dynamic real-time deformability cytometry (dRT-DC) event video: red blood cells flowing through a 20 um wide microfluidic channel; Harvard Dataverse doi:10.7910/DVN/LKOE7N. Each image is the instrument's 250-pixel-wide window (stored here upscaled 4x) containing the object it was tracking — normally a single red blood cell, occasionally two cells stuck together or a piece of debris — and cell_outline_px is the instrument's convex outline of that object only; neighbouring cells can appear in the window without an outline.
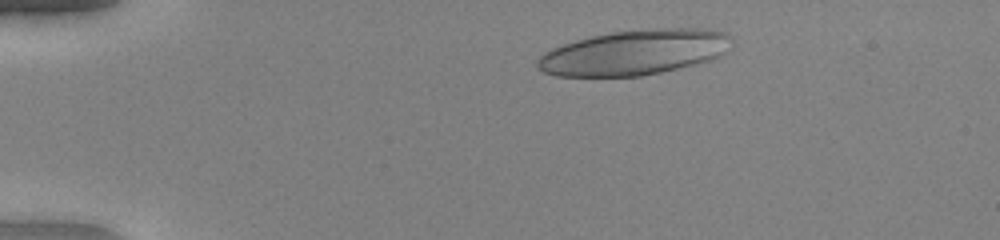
{"species": "human", "species_latin": "Homo sapiens", "temperature_condition": "warm", "stored_images_in_passage": 47, "camera_frame_rate_fps": 3000, "um_per_image_px": 0.085, "donor": {"sex": "female"}, "frame": {"image": 1, "passage_image": 5, "time_ms": 1.333, "image_size_px": [1000, 240], "cell_outline_px": [[732, 40], [724, 52], [720, 56], [712, 60], [696, 64], [660, 72], [640, 76], [556, 76], [544, 72], [536, 64], [536, 60], [544, 52], [552, 48], [576, 40], [592, 36], [612, 32], [656, 28], [708, 28], [728, 32], [732, 36]], "centroid_in_image_um": [53.97, 4.44], "position_along_channel_um": 31.0, "area_um2": 51.15}}
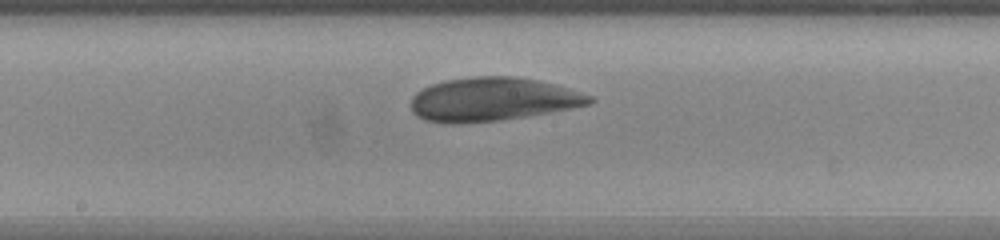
{"frame": {"image": 2, "passage_image": 24, "time_ms": 7.667, "image_size_px": [1000, 240], "cell_outline_px": [[596, 100], [588, 104], [572, 108], [528, 116], [500, 120], [460, 124], [444, 124], [424, 120], [416, 116], [412, 112], [412, 96], [416, 92], [432, 84], [444, 80], [476, 76], [512, 76], [536, 80], [568, 88], [592, 96]], "centroid_in_image_um": [41.83, 8.46], "position_along_channel_um": 206.4, "area_um2": 45.43}}
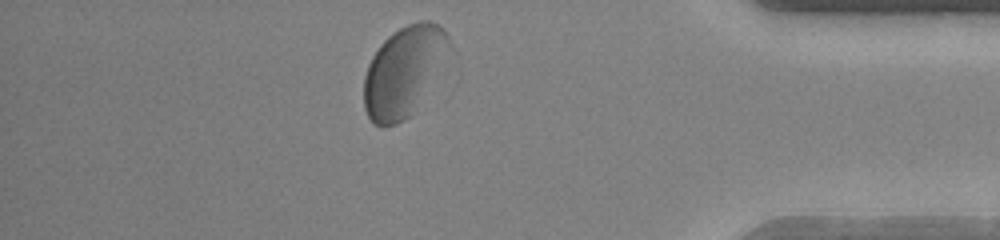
{"frame": {"image": 3, "passage_image": 41, "time_ms": 13.333, "image_size_px": [1000, 240], "cell_outline_px": [[448, 40], [412, 112], [404, 120], [396, 124], [384, 128], [380, 128], [368, 116], [364, 108], [364, 76], [368, 64], [372, 56], [380, 44], [392, 32], [408, 24], [420, 20], [428, 20], [444, 28], [448, 36]], "centroid_in_image_um": [34.14, 6.05], "position_along_channel_um": 401.1, "area_um2": 42.02}, "authors_computed_cell_mechanics": {"area_um2": 46.3556, "velocity_mm_per_s": 3.9058, "shape_relaxation_time_tau1_ms": 2.444, "shape_relaxation_time_tau2_ms": 1.7447, "deformation_change_tau1": 0.1001, "deformation_change_tau2": 0.0658}}